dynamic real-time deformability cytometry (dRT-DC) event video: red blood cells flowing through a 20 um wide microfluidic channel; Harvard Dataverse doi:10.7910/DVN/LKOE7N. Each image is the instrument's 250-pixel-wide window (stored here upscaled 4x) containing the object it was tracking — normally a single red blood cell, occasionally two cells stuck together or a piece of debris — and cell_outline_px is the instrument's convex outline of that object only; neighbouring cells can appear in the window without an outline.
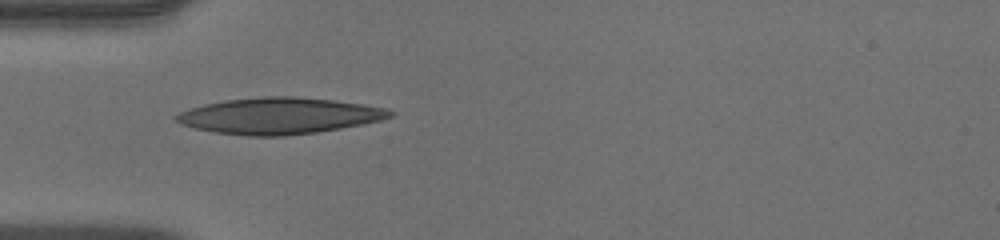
{"species": "human", "species_latin": "Homo sapiens", "temperature_condition": "warm", "stored_images_in_passage": 35, "camera_frame_rate_fps": 3000, "um_per_image_px": 0.085, "donor": {"sex": "male"}, "frame": {"image": 1, "passage_image": 1, "time_ms": 0.0, "image_size_px": [1000, 240], "cell_outline_px": [[396, 112], [392, 116], [380, 120], [340, 128], [316, 132], [284, 136], [244, 136], [216, 132], [196, 128], [180, 124], [172, 116], [180, 112], [204, 104], [224, 100], [260, 96], [296, 96], [332, 100], [364, 104], [388, 108]], "centroid_in_image_um": [23.73, 9.84], "position_along_channel_um": 61.3, "area_um2": 45.26}}
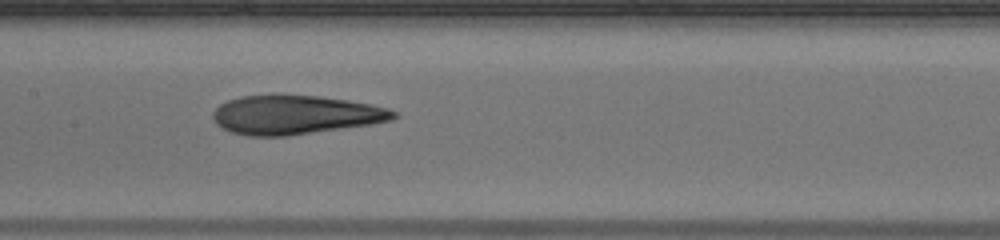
{"frame": {"image": 2, "passage_image": 10, "time_ms": 3.0, "image_size_px": [1000, 240], "cell_outline_px": [[400, 116], [392, 120], [372, 124], [284, 136], [248, 136], [232, 132], [220, 128], [216, 124], [212, 116], [212, 112], [220, 104], [228, 100], [240, 96], [272, 92], [316, 96], [348, 100], [372, 104], [388, 108], [396, 112]], "centroid_in_image_um": [25.06, 9.72], "position_along_channel_um": 182.3, "area_um2": 41.85}}
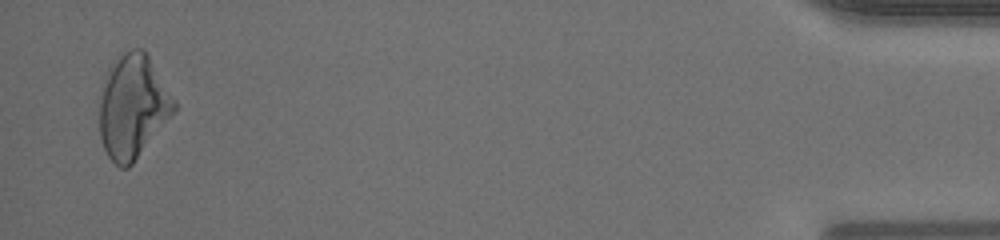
{"frame": {"image": 3, "passage_image": 34, "time_ms": 11.0, "image_size_px": [1000, 240], "cell_outline_px": [[176, 108], [132, 164], [128, 168], [120, 168], [108, 156], [104, 148], [100, 136], [100, 104], [104, 80], [108, 68], [124, 52], [132, 48], [144, 48], [176, 100]], "centroid_in_image_um": [11.29, 9.03], "position_along_channel_um": 423.9, "area_um2": 44.39}, "authors_computed_cell_mechanics": {"area_um2": 42.1362, "velocity_mm_per_s": 4.0903, "shape_relaxation_time_tau1_ms": 11.3421, "shape_relaxation_time_tau2_ms": 2.4535, "deformation_change_tau1": 0.3149, "deformation_change_tau2": 0.117}}